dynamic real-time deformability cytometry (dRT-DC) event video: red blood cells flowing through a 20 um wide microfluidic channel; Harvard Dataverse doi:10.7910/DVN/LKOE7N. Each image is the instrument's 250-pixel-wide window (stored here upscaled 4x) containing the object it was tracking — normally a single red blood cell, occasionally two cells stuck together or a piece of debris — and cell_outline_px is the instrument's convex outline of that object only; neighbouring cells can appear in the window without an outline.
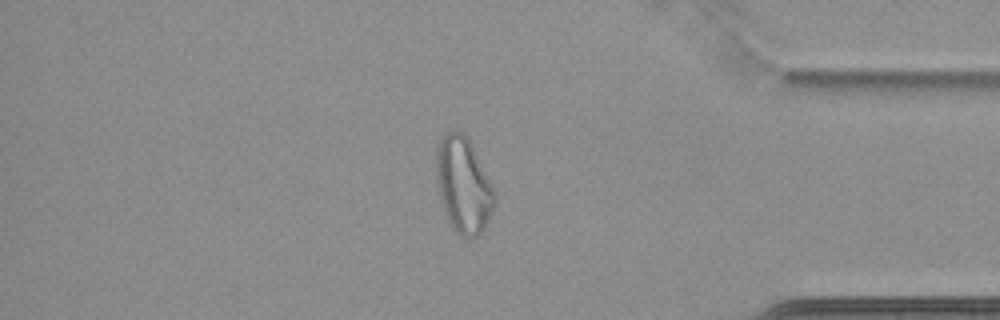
{"species": "common noctule bat (a hibernating species)", "species_latin": "Nyctalus noctula", "temperature_condition": "cold", "stored_images_in_passage": 64, "camera_frame_rate_fps": 3000, "um_per_image_px": 0.085, "animal": {"sex": "female", "body_mass_g": 22.7, "forearm_length_mm": 54.2}, "frame": {"image": 1, "passage_image": 55, "time_ms": 18.0, "image_size_px": [1000, 320], "cell_outline_px": [[496, 200], [484, 228], [476, 236], [460, 236], [456, 232], [448, 220], [440, 200], [436, 176], [436, 144], [448, 132], [456, 128], [472, 144], [496, 192]], "centroid_in_image_um": [39.38, 15.7], "position_along_channel_um": 395.8, "area_um2": 32.31}}